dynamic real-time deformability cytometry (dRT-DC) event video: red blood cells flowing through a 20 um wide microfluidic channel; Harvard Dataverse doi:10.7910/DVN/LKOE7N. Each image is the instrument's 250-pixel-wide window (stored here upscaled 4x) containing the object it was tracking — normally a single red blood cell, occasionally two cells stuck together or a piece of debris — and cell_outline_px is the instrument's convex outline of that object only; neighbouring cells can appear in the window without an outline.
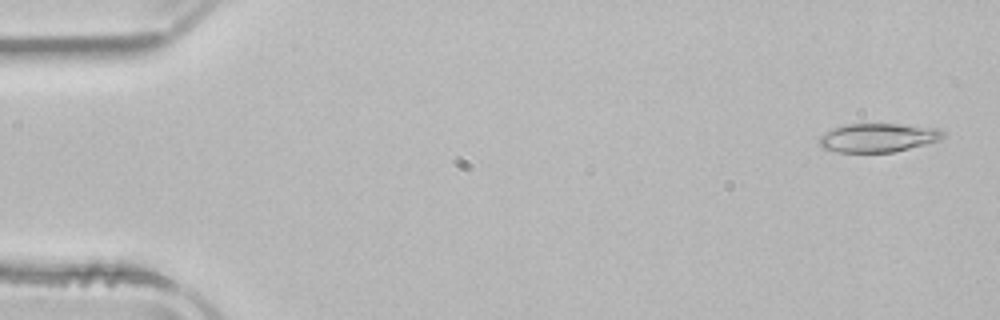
{"species": "common noctule bat (a hibernating species)", "species_latin": "Nyctalus noctula", "temperature_condition": "room temperature", "stored_images_in_passage": 51, "camera_frame_rate_fps": 3000, "um_per_image_px": 0.085, "animal": {"sex": "male", "body_mass_g": 21.5, "forearm_length_mm": 52.0}, "frame": {"image": 1, "passage_image": 2, "time_ms": 0.333, "image_size_px": [1000, 320], "cell_outline_px": [[944, 136], [940, 140], [892, 152], [836, 152], [820, 148], [820, 136], [836, 128], [848, 124], [900, 124], [940, 128], [944, 132]], "centroid_in_image_um": [74.65, 11.7], "position_along_channel_um": 10.3, "area_um2": 20.52}}
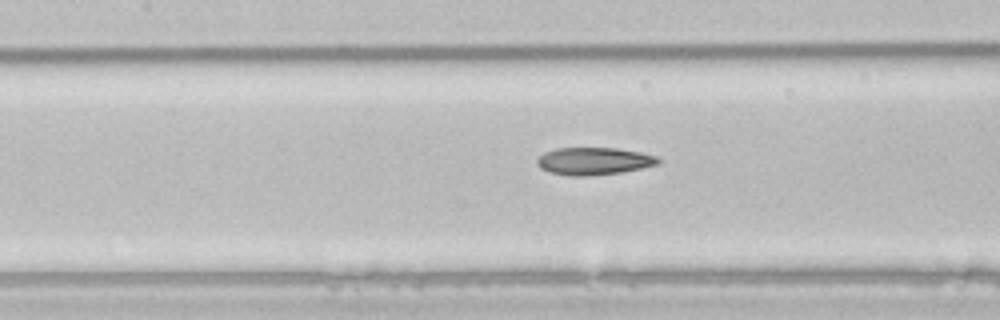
{"frame": {"image": 2, "passage_image": 23, "time_ms": 7.333, "image_size_px": [1000, 320], "cell_outline_px": [[660, 164], [620, 172], [588, 176], [568, 176], [548, 172], [540, 168], [536, 164], [536, 160], [544, 152], [556, 148], [616, 148], [640, 152], [656, 156], [660, 160]], "centroid_in_image_um": [50.44, 13.7], "position_along_channel_um": 157.0, "area_um2": 19.42}}
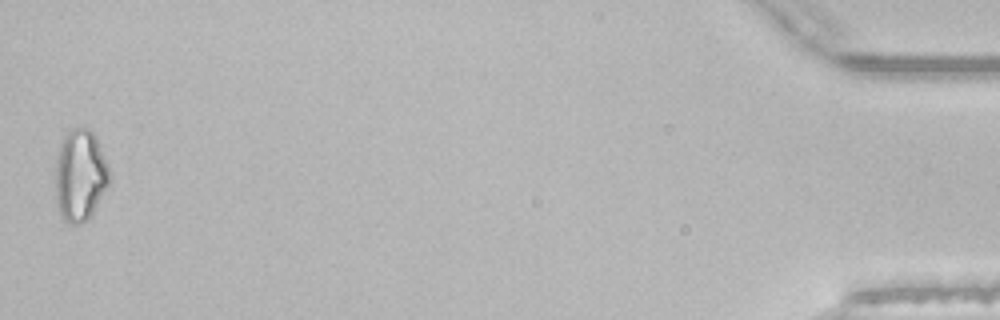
{"frame": {"image": 3, "passage_image": 51, "time_ms": 16.667, "image_size_px": [1000, 320], "cell_outline_px": [[108, 184], [92, 212], [80, 224], [68, 224], [64, 220], [56, 204], [56, 168], [60, 144], [64, 136], [72, 128], [88, 128], [96, 136], [108, 164]], "centroid_in_image_um": [6.8, 14.88], "position_along_channel_um": 428.4, "area_um2": 28.26}, "authors_computed_cell_mechanics": {"area_um2": 20.2878, "velocity_mm_per_s": 3.9356, "shape_relaxation_time_tau1_ms": 6.5601, "shape_relaxation_time_tau2_ms": 4.4226, "deformation_change_tau1": 0.1794, "deformation_change_tau2": 0.1343}}